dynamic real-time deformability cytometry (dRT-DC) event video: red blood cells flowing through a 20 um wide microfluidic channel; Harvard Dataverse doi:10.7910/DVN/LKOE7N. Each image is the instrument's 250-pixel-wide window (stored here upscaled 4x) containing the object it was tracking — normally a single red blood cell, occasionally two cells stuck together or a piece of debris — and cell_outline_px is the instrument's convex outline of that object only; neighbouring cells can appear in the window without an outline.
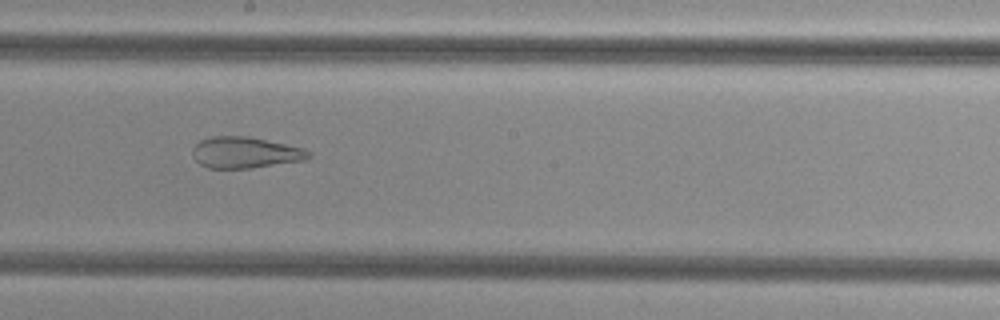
{"species": "common noctule bat (a hibernating species)", "species_latin": "Nyctalus noctula", "temperature_condition": "cold", "stored_images_in_passage": 43, "camera_frame_rate_fps": 3000, "um_per_image_px": 0.085, "animal": {"sex": "female", "body_mass_g": 29.2, "forearm_length_mm": 56.3}, "frame": {"image": 1, "passage_image": 21, "time_ms": 6.667, "image_size_px": [1000, 320], "cell_outline_px": [[312, 156], [304, 160], [252, 168], [208, 168], [200, 164], [192, 156], [192, 148], [200, 140], [212, 136], [248, 136], [304, 148], [312, 152]], "centroid_in_image_um": [20.84, 12.96], "position_along_channel_um": 227.4, "area_um2": 21.21}}
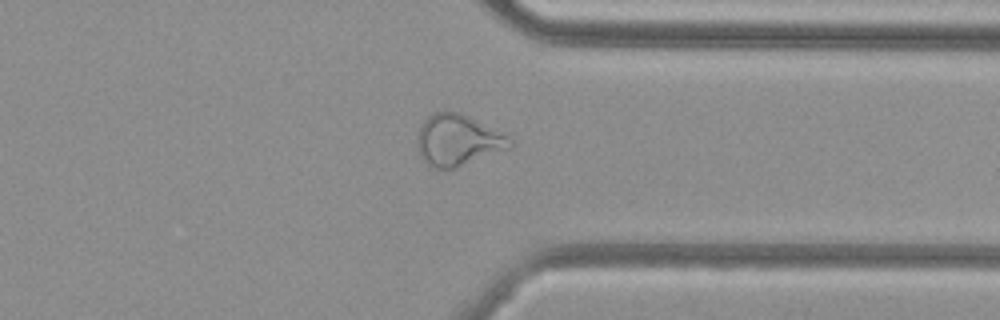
{"frame": {"image": 2, "passage_image": 32, "time_ms": 10.333, "image_size_px": [1000, 320], "cell_outline_px": [[512, 148], [440, 172], [428, 168], [420, 156], [416, 144], [416, 140], [420, 124], [432, 112], [460, 112], [508, 136], [512, 140]], "centroid_in_image_um": [38.85, 11.95], "position_along_channel_um": 372.6, "area_um2": 27.98}}
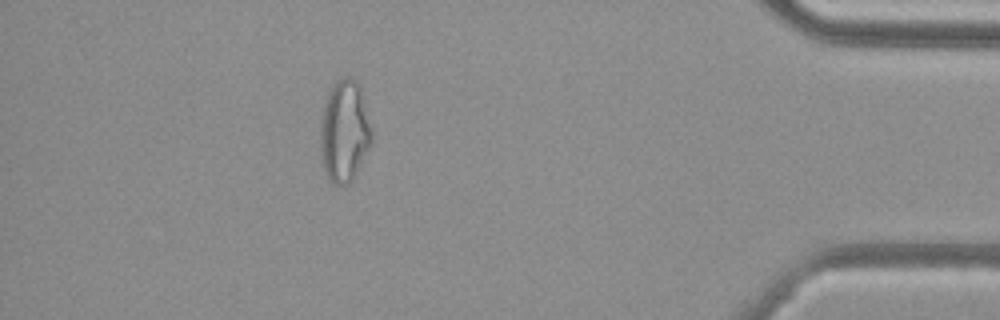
{"frame": {"image": 3, "passage_image": 38, "time_ms": 12.333, "image_size_px": [1000, 320], "cell_outline_px": [[372, 144], [352, 180], [344, 188], [332, 184], [328, 180], [320, 156], [320, 116], [328, 88], [336, 80], [344, 76], [352, 76], [356, 80], [360, 88], [372, 128]], "centroid_in_image_um": [29.25, 11.16], "position_along_channel_um": 406.0, "area_um2": 31.44}}